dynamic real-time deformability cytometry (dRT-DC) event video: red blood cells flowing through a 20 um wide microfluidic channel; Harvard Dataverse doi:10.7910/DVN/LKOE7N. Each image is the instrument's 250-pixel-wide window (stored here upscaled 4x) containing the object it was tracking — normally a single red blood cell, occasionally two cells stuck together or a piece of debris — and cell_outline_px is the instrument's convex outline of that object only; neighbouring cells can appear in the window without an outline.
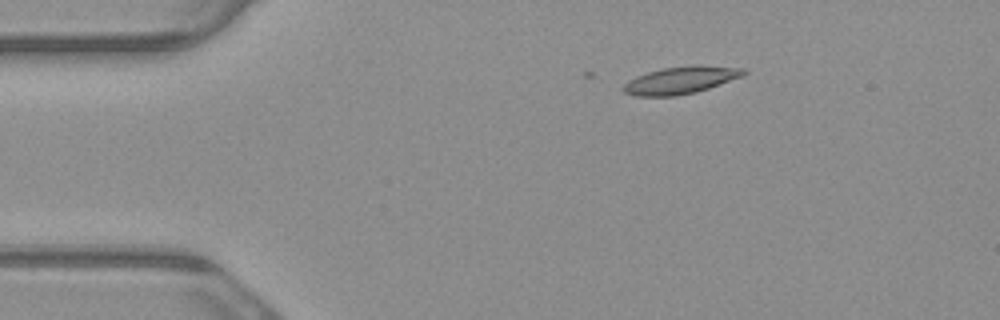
{"species": "common noctule bat (a hibernating species)", "species_latin": "Nyctalus noctula", "temperature_condition": "warm", "stored_images_in_passage": 7, "camera_frame_rate_fps": 3000, "um_per_image_px": 0.085, "animal": {"sex": "male", "body_mass_g": 23.1, "forearm_length_mm": 52.7}, "frame": {"image": 1, "passage_image": 2, "time_ms": 0.333, "image_size_px": [1000, 320], "cell_outline_px": [[748, 72], [744, 76], [696, 92], [676, 96], [636, 96], [624, 92], [620, 88], [628, 80], [636, 76], [648, 72], [664, 68], [744, 68]], "centroid_in_image_um": [57.76, 6.88], "position_along_channel_um": 27.2, "area_um2": 18.15}}
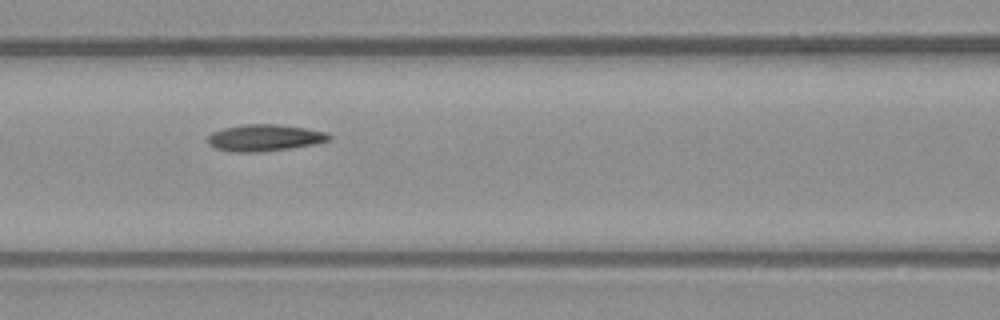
{"frame": {"image": 2, "passage_image": 6, "time_ms": 1.667, "image_size_px": [1000, 320], "cell_outline_px": [[332, 140], [312, 144], [288, 148], [260, 152], [232, 152], [216, 148], [208, 144], [208, 136], [212, 132], [224, 128], [244, 124], [276, 124], [304, 128], [328, 132], [332, 136]], "centroid_in_image_um": [22.49, 11.71], "position_along_channel_um": 144.1, "area_um2": 18.79}}
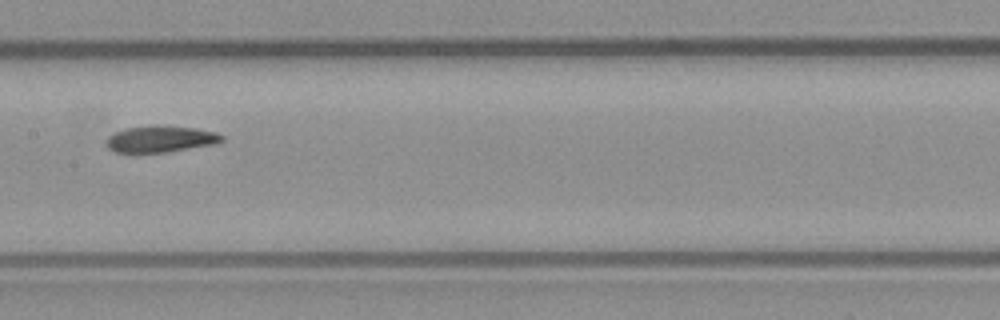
{"frame": {"image": 3, "passage_image": 7, "time_ms": 2.0, "image_size_px": [1000, 320], "cell_outline_px": [[224, 140], [216, 144], [164, 152], [132, 156], [116, 152], [108, 148], [108, 136], [124, 128], [156, 124], [164, 124], [196, 128], [216, 132], [224, 136]], "centroid_in_image_um": [13.62, 11.83], "position_along_channel_um": 193.8, "area_um2": 18.67}}